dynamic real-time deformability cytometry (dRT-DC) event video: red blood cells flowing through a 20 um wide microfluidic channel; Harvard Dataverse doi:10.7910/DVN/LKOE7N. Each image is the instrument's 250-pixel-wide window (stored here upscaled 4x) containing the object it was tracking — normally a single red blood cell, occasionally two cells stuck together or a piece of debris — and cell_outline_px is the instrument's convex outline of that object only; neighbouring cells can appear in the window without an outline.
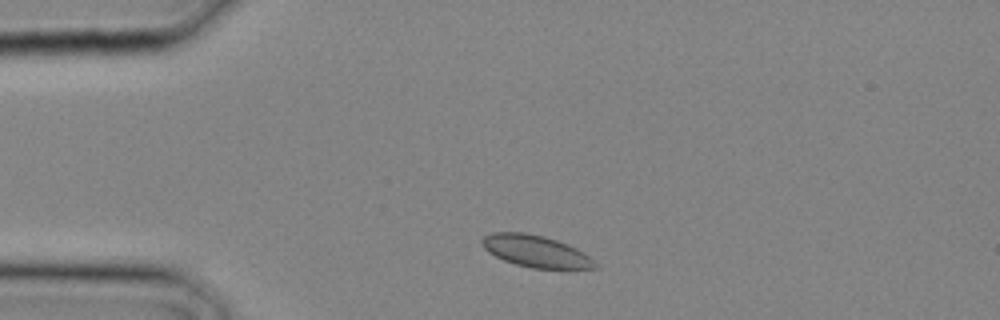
{"species": "common noctule bat (a hibernating species)", "species_latin": "Nyctalus noctula", "temperature_condition": "cold", "stored_images_in_passage": 7, "camera_frame_rate_fps": 3000, "um_per_image_px": 0.085, "animal": {"sex": "male", "body_mass_g": 20.4}, "frame": {"image": 1, "passage_image": 1, "time_ms": 0.0, "image_size_px": [1000, 320], "cell_outline_px": [[596, 268], [532, 268], [516, 264], [504, 260], [488, 252], [480, 244], [480, 240], [484, 236], [492, 232], [524, 232], [544, 236], [568, 244], [584, 252], [596, 264]], "centroid_in_image_um": [45.48, 21.33], "position_along_channel_um": 39.5, "area_um2": 20.81}}
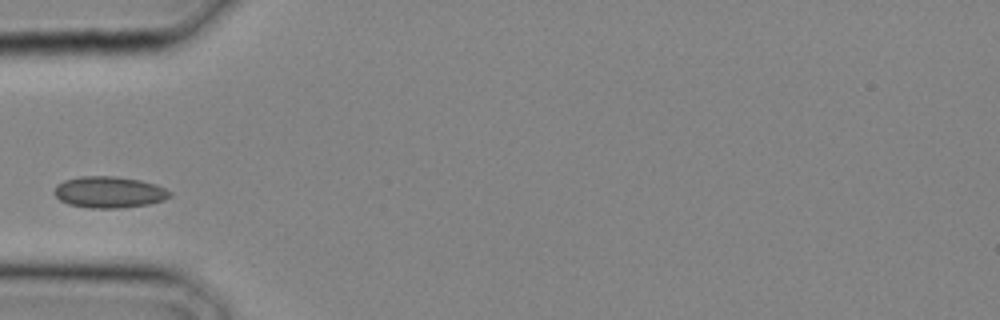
{"frame": {"image": 2, "passage_image": 4, "time_ms": 1.0, "image_size_px": [1000, 320], "cell_outline_px": [[172, 196], [164, 200], [148, 204], [120, 208], [88, 208], [68, 204], [60, 200], [52, 192], [56, 184], [64, 180], [80, 176], [116, 176], [140, 180], [156, 184], [172, 192]], "centroid_in_image_um": [9.26, 16.33], "position_along_channel_um": 75.7, "area_um2": 21.39}}
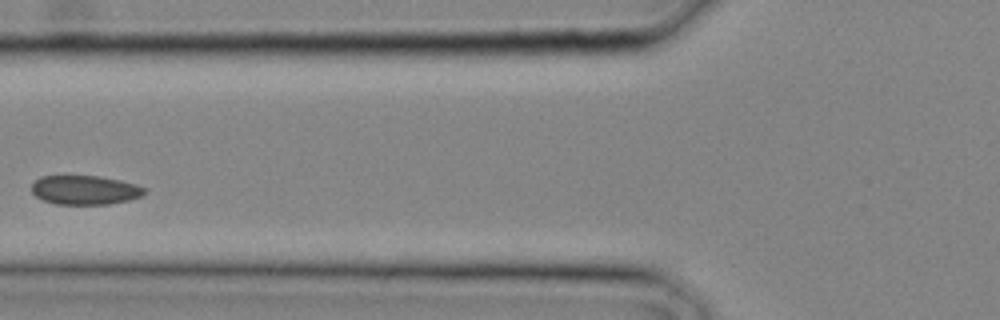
{"frame": {"image": 3, "passage_image": 6, "time_ms": 1.667, "image_size_px": [1000, 320], "cell_outline_px": [[148, 192], [140, 196], [128, 200], [108, 204], [56, 204], [44, 200], [36, 196], [32, 192], [32, 184], [40, 176], [100, 176], [120, 180], [136, 184], [148, 188]], "centroid_in_image_um": [7.26, 16.14], "position_along_channel_um": 118.5, "area_um2": 19.19}}